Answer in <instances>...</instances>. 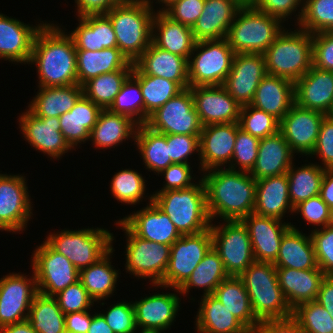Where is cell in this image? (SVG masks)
Wrapping results in <instances>:
<instances>
[{
  "mask_svg": "<svg viewBox=\"0 0 333 333\" xmlns=\"http://www.w3.org/2000/svg\"><path fill=\"white\" fill-rule=\"evenodd\" d=\"M29 64L37 67L38 87L78 84L75 43L61 26L46 22L37 32Z\"/></svg>",
  "mask_w": 333,
  "mask_h": 333,
  "instance_id": "obj_1",
  "label": "cell"
},
{
  "mask_svg": "<svg viewBox=\"0 0 333 333\" xmlns=\"http://www.w3.org/2000/svg\"><path fill=\"white\" fill-rule=\"evenodd\" d=\"M211 222L238 221L254 213L256 180L248 172L216 168L203 173ZM213 219V220H212Z\"/></svg>",
  "mask_w": 333,
  "mask_h": 333,
  "instance_id": "obj_2",
  "label": "cell"
},
{
  "mask_svg": "<svg viewBox=\"0 0 333 333\" xmlns=\"http://www.w3.org/2000/svg\"><path fill=\"white\" fill-rule=\"evenodd\" d=\"M152 3L151 0H122L106 13L115 32L117 47L132 63L152 42L155 14Z\"/></svg>",
  "mask_w": 333,
  "mask_h": 333,
  "instance_id": "obj_3",
  "label": "cell"
},
{
  "mask_svg": "<svg viewBox=\"0 0 333 333\" xmlns=\"http://www.w3.org/2000/svg\"><path fill=\"white\" fill-rule=\"evenodd\" d=\"M152 202L168 215L181 235L198 234L211 226L202 178L185 189L155 192Z\"/></svg>",
  "mask_w": 333,
  "mask_h": 333,
  "instance_id": "obj_4",
  "label": "cell"
},
{
  "mask_svg": "<svg viewBox=\"0 0 333 333\" xmlns=\"http://www.w3.org/2000/svg\"><path fill=\"white\" fill-rule=\"evenodd\" d=\"M283 29L264 53L267 74L299 80L313 65L312 33ZM289 31V32H288Z\"/></svg>",
  "mask_w": 333,
  "mask_h": 333,
  "instance_id": "obj_5",
  "label": "cell"
},
{
  "mask_svg": "<svg viewBox=\"0 0 333 333\" xmlns=\"http://www.w3.org/2000/svg\"><path fill=\"white\" fill-rule=\"evenodd\" d=\"M239 277L249 295L251 307L258 320L284 319L292 316L278 283L272 262L255 261Z\"/></svg>",
  "mask_w": 333,
  "mask_h": 333,
  "instance_id": "obj_6",
  "label": "cell"
},
{
  "mask_svg": "<svg viewBox=\"0 0 333 333\" xmlns=\"http://www.w3.org/2000/svg\"><path fill=\"white\" fill-rule=\"evenodd\" d=\"M282 29L280 20L247 3L238 10L225 39L235 54H264Z\"/></svg>",
  "mask_w": 333,
  "mask_h": 333,
  "instance_id": "obj_7",
  "label": "cell"
},
{
  "mask_svg": "<svg viewBox=\"0 0 333 333\" xmlns=\"http://www.w3.org/2000/svg\"><path fill=\"white\" fill-rule=\"evenodd\" d=\"M45 242L56 252L64 255L81 271L96 263L111 248L114 236L103 228L61 230L50 233Z\"/></svg>",
  "mask_w": 333,
  "mask_h": 333,
  "instance_id": "obj_8",
  "label": "cell"
},
{
  "mask_svg": "<svg viewBox=\"0 0 333 333\" xmlns=\"http://www.w3.org/2000/svg\"><path fill=\"white\" fill-rule=\"evenodd\" d=\"M234 54L226 39L197 41L188 59L189 86L223 85Z\"/></svg>",
  "mask_w": 333,
  "mask_h": 333,
  "instance_id": "obj_9",
  "label": "cell"
},
{
  "mask_svg": "<svg viewBox=\"0 0 333 333\" xmlns=\"http://www.w3.org/2000/svg\"><path fill=\"white\" fill-rule=\"evenodd\" d=\"M126 233V272L139 278H149L159 284L168 267L171 246L136 236L121 220L116 222Z\"/></svg>",
  "mask_w": 333,
  "mask_h": 333,
  "instance_id": "obj_10",
  "label": "cell"
},
{
  "mask_svg": "<svg viewBox=\"0 0 333 333\" xmlns=\"http://www.w3.org/2000/svg\"><path fill=\"white\" fill-rule=\"evenodd\" d=\"M212 247L223 261L229 276H239L255 262L248 230L241 220L211 222Z\"/></svg>",
  "mask_w": 333,
  "mask_h": 333,
  "instance_id": "obj_11",
  "label": "cell"
},
{
  "mask_svg": "<svg viewBox=\"0 0 333 333\" xmlns=\"http://www.w3.org/2000/svg\"><path fill=\"white\" fill-rule=\"evenodd\" d=\"M212 248L211 229L193 235H182L171 245L169 264L159 284L154 287L179 289Z\"/></svg>",
  "mask_w": 333,
  "mask_h": 333,
  "instance_id": "obj_12",
  "label": "cell"
},
{
  "mask_svg": "<svg viewBox=\"0 0 333 333\" xmlns=\"http://www.w3.org/2000/svg\"><path fill=\"white\" fill-rule=\"evenodd\" d=\"M38 292L55 296L79 281L80 271L64 255L54 251L46 242L37 246L31 260Z\"/></svg>",
  "mask_w": 333,
  "mask_h": 333,
  "instance_id": "obj_13",
  "label": "cell"
},
{
  "mask_svg": "<svg viewBox=\"0 0 333 333\" xmlns=\"http://www.w3.org/2000/svg\"><path fill=\"white\" fill-rule=\"evenodd\" d=\"M161 134L200 135L202 124L190 88L169 99L153 112L145 124Z\"/></svg>",
  "mask_w": 333,
  "mask_h": 333,
  "instance_id": "obj_14",
  "label": "cell"
},
{
  "mask_svg": "<svg viewBox=\"0 0 333 333\" xmlns=\"http://www.w3.org/2000/svg\"><path fill=\"white\" fill-rule=\"evenodd\" d=\"M26 183L23 175L0 174V230L19 233L27 227L33 207Z\"/></svg>",
  "mask_w": 333,
  "mask_h": 333,
  "instance_id": "obj_15",
  "label": "cell"
},
{
  "mask_svg": "<svg viewBox=\"0 0 333 333\" xmlns=\"http://www.w3.org/2000/svg\"><path fill=\"white\" fill-rule=\"evenodd\" d=\"M24 275L9 273L0 278V327L28 318L31 303L38 289L34 271L32 278Z\"/></svg>",
  "mask_w": 333,
  "mask_h": 333,
  "instance_id": "obj_16",
  "label": "cell"
},
{
  "mask_svg": "<svg viewBox=\"0 0 333 333\" xmlns=\"http://www.w3.org/2000/svg\"><path fill=\"white\" fill-rule=\"evenodd\" d=\"M266 74L264 54L237 53L223 86L241 106L250 105Z\"/></svg>",
  "mask_w": 333,
  "mask_h": 333,
  "instance_id": "obj_17",
  "label": "cell"
},
{
  "mask_svg": "<svg viewBox=\"0 0 333 333\" xmlns=\"http://www.w3.org/2000/svg\"><path fill=\"white\" fill-rule=\"evenodd\" d=\"M326 116L324 113L302 108L295 103L280 120L279 131L294 153L309 156L315 147L321 123Z\"/></svg>",
  "mask_w": 333,
  "mask_h": 333,
  "instance_id": "obj_18",
  "label": "cell"
},
{
  "mask_svg": "<svg viewBox=\"0 0 333 333\" xmlns=\"http://www.w3.org/2000/svg\"><path fill=\"white\" fill-rule=\"evenodd\" d=\"M202 126L239 121L241 105L223 85L189 87Z\"/></svg>",
  "mask_w": 333,
  "mask_h": 333,
  "instance_id": "obj_19",
  "label": "cell"
},
{
  "mask_svg": "<svg viewBox=\"0 0 333 333\" xmlns=\"http://www.w3.org/2000/svg\"><path fill=\"white\" fill-rule=\"evenodd\" d=\"M19 125L30 146L55 159L65 155L71 147L61 132L57 117H37L29 109L19 116Z\"/></svg>",
  "mask_w": 333,
  "mask_h": 333,
  "instance_id": "obj_20",
  "label": "cell"
},
{
  "mask_svg": "<svg viewBox=\"0 0 333 333\" xmlns=\"http://www.w3.org/2000/svg\"><path fill=\"white\" fill-rule=\"evenodd\" d=\"M236 134L237 122L202 126L199 160L203 173L231 163Z\"/></svg>",
  "mask_w": 333,
  "mask_h": 333,
  "instance_id": "obj_21",
  "label": "cell"
},
{
  "mask_svg": "<svg viewBox=\"0 0 333 333\" xmlns=\"http://www.w3.org/2000/svg\"><path fill=\"white\" fill-rule=\"evenodd\" d=\"M181 299L176 293L154 295L132 302L139 333H161L171 327L180 308Z\"/></svg>",
  "mask_w": 333,
  "mask_h": 333,
  "instance_id": "obj_22",
  "label": "cell"
},
{
  "mask_svg": "<svg viewBox=\"0 0 333 333\" xmlns=\"http://www.w3.org/2000/svg\"><path fill=\"white\" fill-rule=\"evenodd\" d=\"M241 221L248 230L255 261L273 263L278 256L283 235L291 223H282L280 219L255 213Z\"/></svg>",
  "mask_w": 333,
  "mask_h": 333,
  "instance_id": "obj_23",
  "label": "cell"
},
{
  "mask_svg": "<svg viewBox=\"0 0 333 333\" xmlns=\"http://www.w3.org/2000/svg\"><path fill=\"white\" fill-rule=\"evenodd\" d=\"M146 207L120 219L136 236L165 245H172L182 235L167 214L153 202L152 195Z\"/></svg>",
  "mask_w": 333,
  "mask_h": 333,
  "instance_id": "obj_24",
  "label": "cell"
},
{
  "mask_svg": "<svg viewBox=\"0 0 333 333\" xmlns=\"http://www.w3.org/2000/svg\"><path fill=\"white\" fill-rule=\"evenodd\" d=\"M294 85L298 106L330 115L333 107V71L312 65Z\"/></svg>",
  "mask_w": 333,
  "mask_h": 333,
  "instance_id": "obj_25",
  "label": "cell"
},
{
  "mask_svg": "<svg viewBox=\"0 0 333 333\" xmlns=\"http://www.w3.org/2000/svg\"><path fill=\"white\" fill-rule=\"evenodd\" d=\"M44 24L31 26L0 13V58L29 64L35 36Z\"/></svg>",
  "mask_w": 333,
  "mask_h": 333,
  "instance_id": "obj_26",
  "label": "cell"
},
{
  "mask_svg": "<svg viewBox=\"0 0 333 333\" xmlns=\"http://www.w3.org/2000/svg\"><path fill=\"white\" fill-rule=\"evenodd\" d=\"M249 0H205L204 9L192 27L196 41L225 39L238 10Z\"/></svg>",
  "mask_w": 333,
  "mask_h": 333,
  "instance_id": "obj_27",
  "label": "cell"
},
{
  "mask_svg": "<svg viewBox=\"0 0 333 333\" xmlns=\"http://www.w3.org/2000/svg\"><path fill=\"white\" fill-rule=\"evenodd\" d=\"M145 75L163 77L177 82L183 89L189 88L188 59L157 47L153 42L134 62Z\"/></svg>",
  "mask_w": 333,
  "mask_h": 333,
  "instance_id": "obj_28",
  "label": "cell"
},
{
  "mask_svg": "<svg viewBox=\"0 0 333 333\" xmlns=\"http://www.w3.org/2000/svg\"><path fill=\"white\" fill-rule=\"evenodd\" d=\"M276 273L282 293L292 310L300 304L316 300L325 278L319 267L306 270L276 267Z\"/></svg>",
  "mask_w": 333,
  "mask_h": 333,
  "instance_id": "obj_29",
  "label": "cell"
},
{
  "mask_svg": "<svg viewBox=\"0 0 333 333\" xmlns=\"http://www.w3.org/2000/svg\"><path fill=\"white\" fill-rule=\"evenodd\" d=\"M294 104V82L270 74H266L261 80L250 103L251 106L273 115L279 121Z\"/></svg>",
  "mask_w": 333,
  "mask_h": 333,
  "instance_id": "obj_30",
  "label": "cell"
},
{
  "mask_svg": "<svg viewBox=\"0 0 333 333\" xmlns=\"http://www.w3.org/2000/svg\"><path fill=\"white\" fill-rule=\"evenodd\" d=\"M294 154L280 131L260 139L258 156L250 175L258 180L287 173Z\"/></svg>",
  "mask_w": 333,
  "mask_h": 333,
  "instance_id": "obj_31",
  "label": "cell"
},
{
  "mask_svg": "<svg viewBox=\"0 0 333 333\" xmlns=\"http://www.w3.org/2000/svg\"><path fill=\"white\" fill-rule=\"evenodd\" d=\"M287 211L293 213L294 208L286 173L256 180L254 213L281 220Z\"/></svg>",
  "mask_w": 333,
  "mask_h": 333,
  "instance_id": "obj_32",
  "label": "cell"
},
{
  "mask_svg": "<svg viewBox=\"0 0 333 333\" xmlns=\"http://www.w3.org/2000/svg\"><path fill=\"white\" fill-rule=\"evenodd\" d=\"M152 42L163 50L189 59L197 41L192 27L173 21L163 12H155Z\"/></svg>",
  "mask_w": 333,
  "mask_h": 333,
  "instance_id": "obj_33",
  "label": "cell"
},
{
  "mask_svg": "<svg viewBox=\"0 0 333 333\" xmlns=\"http://www.w3.org/2000/svg\"><path fill=\"white\" fill-rule=\"evenodd\" d=\"M78 84L83 86L87 81L101 74L121 69H133L134 63L118 47L102 50H76Z\"/></svg>",
  "mask_w": 333,
  "mask_h": 333,
  "instance_id": "obj_34",
  "label": "cell"
},
{
  "mask_svg": "<svg viewBox=\"0 0 333 333\" xmlns=\"http://www.w3.org/2000/svg\"><path fill=\"white\" fill-rule=\"evenodd\" d=\"M290 226L283 235L274 266L297 270L318 268L311 235L307 236L293 224Z\"/></svg>",
  "mask_w": 333,
  "mask_h": 333,
  "instance_id": "obj_35",
  "label": "cell"
},
{
  "mask_svg": "<svg viewBox=\"0 0 333 333\" xmlns=\"http://www.w3.org/2000/svg\"><path fill=\"white\" fill-rule=\"evenodd\" d=\"M101 110L83 94L69 112L60 115L61 132L72 150L90 139V132Z\"/></svg>",
  "mask_w": 333,
  "mask_h": 333,
  "instance_id": "obj_36",
  "label": "cell"
},
{
  "mask_svg": "<svg viewBox=\"0 0 333 333\" xmlns=\"http://www.w3.org/2000/svg\"><path fill=\"white\" fill-rule=\"evenodd\" d=\"M79 24L69 35L76 50H102L117 47L115 32L106 14H90L78 18Z\"/></svg>",
  "mask_w": 333,
  "mask_h": 333,
  "instance_id": "obj_37",
  "label": "cell"
},
{
  "mask_svg": "<svg viewBox=\"0 0 333 333\" xmlns=\"http://www.w3.org/2000/svg\"><path fill=\"white\" fill-rule=\"evenodd\" d=\"M138 124L129 116L102 109L90 132V139L96 148H115L126 139L134 140Z\"/></svg>",
  "mask_w": 333,
  "mask_h": 333,
  "instance_id": "obj_38",
  "label": "cell"
},
{
  "mask_svg": "<svg viewBox=\"0 0 333 333\" xmlns=\"http://www.w3.org/2000/svg\"><path fill=\"white\" fill-rule=\"evenodd\" d=\"M196 315L199 333H250L215 296L203 295Z\"/></svg>",
  "mask_w": 333,
  "mask_h": 333,
  "instance_id": "obj_39",
  "label": "cell"
},
{
  "mask_svg": "<svg viewBox=\"0 0 333 333\" xmlns=\"http://www.w3.org/2000/svg\"><path fill=\"white\" fill-rule=\"evenodd\" d=\"M83 95V87L73 84L63 87H39L28 109L37 117H57L69 112Z\"/></svg>",
  "mask_w": 333,
  "mask_h": 333,
  "instance_id": "obj_40",
  "label": "cell"
},
{
  "mask_svg": "<svg viewBox=\"0 0 333 333\" xmlns=\"http://www.w3.org/2000/svg\"><path fill=\"white\" fill-rule=\"evenodd\" d=\"M249 330L259 320L253 313L249 295L239 276H229L223 280L212 294Z\"/></svg>",
  "mask_w": 333,
  "mask_h": 333,
  "instance_id": "obj_41",
  "label": "cell"
},
{
  "mask_svg": "<svg viewBox=\"0 0 333 333\" xmlns=\"http://www.w3.org/2000/svg\"><path fill=\"white\" fill-rule=\"evenodd\" d=\"M113 252L114 248L112 247L96 263L80 271L79 280L94 302L111 297L110 295L116 289L119 272L114 269L110 262Z\"/></svg>",
  "mask_w": 333,
  "mask_h": 333,
  "instance_id": "obj_42",
  "label": "cell"
},
{
  "mask_svg": "<svg viewBox=\"0 0 333 333\" xmlns=\"http://www.w3.org/2000/svg\"><path fill=\"white\" fill-rule=\"evenodd\" d=\"M228 277L229 275L224 268L223 261L212 247L192 271L187 281L179 289H172L184 296L190 292L191 288L197 287L201 289L202 287L204 289L203 295H210Z\"/></svg>",
  "mask_w": 333,
  "mask_h": 333,
  "instance_id": "obj_43",
  "label": "cell"
},
{
  "mask_svg": "<svg viewBox=\"0 0 333 333\" xmlns=\"http://www.w3.org/2000/svg\"><path fill=\"white\" fill-rule=\"evenodd\" d=\"M134 142L148 171H154L159 176L162 170L173 164L169 157L166 134L155 132L145 124L138 125Z\"/></svg>",
  "mask_w": 333,
  "mask_h": 333,
  "instance_id": "obj_44",
  "label": "cell"
},
{
  "mask_svg": "<svg viewBox=\"0 0 333 333\" xmlns=\"http://www.w3.org/2000/svg\"><path fill=\"white\" fill-rule=\"evenodd\" d=\"M131 75L140 83L144 100V124L153 112L184 90L177 82L142 74L135 66Z\"/></svg>",
  "mask_w": 333,
  "mask_h": 333,
  "instance_id": "obj_45",
  "label": "cell"
},
{
  "mask_svg": "<svg viewBox=\"0 0 333 333\" xmlns=\"http://www.w3.org/2000/svg\"><path fill=\"white\" fill-rule=\"evenodd\" d=\"M291 165L286 175L289 184V198L293 208L300 202L320 195L321 182L325 169L317 164H305L301 167Z\"/></svg>",
  "mask_w": 333,
  "mask_h": 333,
  "instance_id": "obj_46",
  "label": "cell"
},
{
  "mask_svg": "<svg viewBox=\"0 0 333 333\" xmlns=\"http://www.w3.org/2000/svg\"><path fill=\"white\" fill-rule=\"evenodd\" d=\"M27 320L37 333H64L65 314L54 296L37 293Z\"/></svg>",
  "mask_w": 333,
  "mask_h": 333,
  "instance_id": "obj_47",
  "label": "cell"
},
{
  "mask_svg": "<svg viewBox=\"0 0 333 333\" xmlns=\"http://www.w3.org/2000/svg\"><path fill=\"white\" fill-rule=\"evenodd\" d=\"M132 70L121 69L92 78L82 86L83 94L101 109H109Z\"/></svg>",
  "mask_w": 333,
  "mask_h": 333,
  "instance_id": "obj_48",
  "label": "cell"
},
{
  "mask_svg": "<svg viewBox=\"0 0 333 333\" xmlns=\"http://www.w3.org/2000/svg\"><path fill=\"white\" fill-rule=\"evenodd\" d=\"M109 110L129 116L138 125L144 124V100L140 83L132 75L122 85Z\"/></svg>",
  "mask_w": 333,
  "mask_h": 333,
  "instance_id": "obj_49",
  "label": "cell"
},
{
  "mask_svg": "<svg viewBox=\"0 0 333 333\" xmlns=\"http://www.w3.org/2000/svg\"><path fill=\"white\" fill-rule=\"evenodd\" d=\"M110 182L111 193L117 201L135 205L143 200L146 192V180L137 171L120 170L115 173Z\"/></svg>",
  "mask_w": 333,
  "mask_h": 333,
  "instance_id": "obj_50",
  "label": "cell"
},
{
  "mask_svg": "<svg viewBox=\"0 0 333 333\" xmlns=\"http://www.w3.org/2000/svg\"><path fill=\"white\" fill-rule=\"evenodd\" d=\"M299 28L315 34L333 31V0H304Z\"/></svg>",
  "mask_w": 333,
  "mask_h": 333,
  "instance_id": "obj_51",
  "label": "cell"
},
{
  "mask_svg": "<svg viewBox=\"0 0 333 333\" xmlns=\"http://www.w3.org/2000/svg\"><path fill=\"white\" fill-rule=\"evenodd\" d=\"M292 317L306 333H333V318L317 301L298 305Z\"/></svg>",
  "mask_w": 333,
  "mask_h": 333,
  "instance_id": "obj_52",
  "label": "cell"
},
{
  "mask_svg": "<svg viewBox=\"0 0 333 333\" xmlns=\"http://www.w3.org/2000/svg\"><path fill=\"white\" fill-rule=\"evenodd\" d=\"M238 124L246 133L263 139L279 131L280 121L265 111L244 105L241 106Z\"/></svg>",
  "mask_w": 333,
  "mask_h": 333,
  "instance_id": "obj_53",
  "label": "cell"
},
{
  "mask_svg": "<svg viewBox=\"0 0 333 333\" xmlns=\"http://www.w3.org/2000/svg\"><path fill=\"white\" fill-rule=\"evenodd\" d=\"M259 142L260 139L243 131L237 122L236 141L231 163L227 165L228 169L237 171L239 169V171L250 173L256 163Z\"/></svg>",
  "mask_w": 333,
  "mask_h": 333,
  "instance_id": "obj_54",
  "label": "cell"
},
{
  "mask_svg": "<svg viewBox=\"0 0 333 333\" xmlns=\"http://www.w3.org/2000/svg\"><path fill=\"white\" fill-rule=\"evenodd\" d=\"M318 267L325 276H333V224L311 231Z\"/></svg>",
  "mask_w": 333,
  "mask_h": 333,
  "instance_id": "obj_55",
  "label": "cell"
},
{
  "mask_svg": "<svg viewBox=\"0 0 333 333\" xmlns=\"http://www.w3.org/2000/svg\"><path fill=\"white\" fill-rule=\"evenodd\" d=\"M54 297L65 315L89 310L94 304V301L90 298L87 290L83 287L80 280L72 285H69Z\"/></svg>",
  "mask_w": 333,
  "mask_h": 333,
  "instance_id": "obj_56",
  "label": "cell"
},
{
  "mask_svg": "<svg viewBox=\"0 0 333 333\" xmlns=\"http://www.w3.org/2000/svg\"><path fill=\"white\" fill-rule=\"evenodd\" d=\"M114 333H135L138 329L132 302H119L101 313Z\"/></svg>",
  "mask_w": 333,
  "mask_h": 333,
  "instance_id": "obj_57",
  "label": "cell"
},
{
  "mask_svg": "<svg viewBox=\"0 0 333 333\" xmlns=\"http://www.w3.org/2000/svg\"><path fill=\"white\" fill-rule=\"evenodd\" d=\"M294 213H300L302 219L313 224L316 230L332 224V210L322 200L321 196H315L300 202L294 207Z\"/></svg>",
  "mask_w": 333,
  "mask_h": 333,
  "instance_id": "obj_58",
  "label": "cell"
},
{
  "mask_svg": "<svg viewBox=\"0 0 333 333\" xmlns=\"http://www.w3.org/2000/svg\"><path fill=\"white\" fill-rule=\"evenodd\" d=\"M199 136L200 135L166 134V142L171 161L173 163L190 164L188 158L195 153V151L199 155Z\"/></svg>",
  "mask_w": 333,
  "mask_h": 333,
  "instance_id": "obj_59",
  "label": "cell"
},
{
  "mask_svg": "<svg viewBox=\"0 0 333 333\" xmlns=\"http://www.w3.org/2000/svg\"><path fill=\"white\" fill-rule=\"evenodd\" d=\"M303 2L304 0H249V3L255 9L277 18L282 23L288 20L286 18H289L288 16L292 15L294 11L299 10L297 9L298 7L302 6L301 10L298 11V15H295L297 16L296 23L298 24L303 14Z\"/></svg>",
  "mask_w": 333,
  "mask_h": 333,
  "instance_id": "obj_60",
  "label": "cell"
},
{
  "mask_svg": "<svg viewBox=\"0 0 333 333\" xmlns=\"http://www.w3.org/2000/svg\"><path fill=\"white\" fill-rule=\"evenodd\" d=\"M205 0H178L163 13L175 22L193 27L204 9Z\"/></svg>",
  "mask_w": 333,
  "mask_h": 333,
  "instance_id": "obj_61",
  "label": "cell"
},
{
  "mask_svg": "<svg viewBox=\"0 0 333 333\" xmlns=\"http://www.w3.org/2000/svg\"><path fill=\"white\" fill-rule=\"evenodd\" d=\"M313 66L322 70L333 71V31L312 34Z\"/></svg>",
  "mask_w": 333,
  "mask_h": 333,
  "instance_id": "obj_62",
  "label": "cell"
},
{
  "mask_svg": "<svg viewBox=\"0 0 333 333\" xmlns=\"http://www.w3.org/2000/svg\"><path fill=\"white\" fill-rule=\"evenodd\" d=\"M322 159L324 169L333 168V117L327 115L320 126L315 147L310 154Z\"/></svg>",
  "mask_w": 333,
  "mask_h": 333,
  "instance_id": "obj_63",
  "label": "cell"
},
{
  "mask_svg": "<svg viewBox=\"0 0 333 333\" xmlns=\"http://www.w3.org/2000/svg\"><path fill=\"white\" fill-rule=\"evenodd\" d=\"M191 169L190 165L186 163H173L169 165L159 173H164L163 176L166 183L160 191L156 192L185 189L195 185L196 183L192 180L194 177L192 178Z\"/></svg>",
  "mask_w": 333,
  "mask_h": 333,
  "instance_id": "obj_64",
  "label": "cell"
},
{
  "mask_svg": "<svg viewBox=\"0 0 333 333\" xmlns=\"http://www.w3.org/2000/svg\"><path fill=\"white\" fill-rule=\"evenodd\" d=\"M250 333H306L291 316L284 319L259 320Z\"/></svg>",
  "mask_w": 333,
  "mask_h": 333,
  "instance_id": "obj_65",
  "label": "cell"
},
{
  "mask_svg": "<svg viewBox=\"0 0 333 333\" xmlns=\"http://www.w3.org/2000/svg\"><path fill=\"white\" fill-rule=\"evenodd\" d=\"M122 0H75L78 17L90 14H106Z\"/></svg>",
  "mask_w": 333,
  "mask_h": 333,
  "instance_id": "obj_66",
  "label": "cell"
},
{
  "mask_svg": "<svg viewBox=\"0 0 333 333\" xmlns=\"http://www.w3.org/2000/svg\"><path fill=\"white\" fill-rule=\"evenodd\" d=\"M92 316L89 310L65 315V331L69 333H87Z\"/></svg>",
  "mask_w": 333,
  "mask_h": 333,
  "instance_id": "obj_67",
  "label": "cell"
},
{
  "mask_svg": "<svg viewBox=\"0 0 333 333\" xmlns=\"http://www.w3.org/2000/svg\"><path fill=\"white\" fill-rule=\"evenodd\" d=\"M333 318V276H325L320 284L316 300Z\"/></svg>",
  "mask_w": 333,
  "mask_h": 333,
  "instance_id": "obj_68",
  "label": "cell"
},
{
  "mask_svg": "<svg viewBox=\"0 0 333 333\" xmlns=\"http://www.w3.org/2000/svg\"><path fill=\"white\" fill-rule=\"evenodd\" d=\"M320 196L329 208L333 210V168L325 169L321 182Z\"/></svg>",
  "mask_w": 333,
  "mask_h": 333,
  "instance_id": "obj_69",
  "label": "cell"
},
{
  "mask_svg": "<svg viewBox=\"0 0 333 333\" xmlns=\"http://www.w3.org/2000/svg\"><path fill=\"white\" fill-rule=\"evenodd\" d=\"M87 333H114L108 326L104 316L101 313L92 315L91 323Z\"/></svg>",
  "mask_w": 333,
  "mask_h": 333,
  "instance_id": "obj_70",
  "label": "cell"
},
{
  "mask_svg": "<svg viewBox=\"0 0 333 333\" xmlns=\"http://www.w3.org/2000/svg\"><path fill=\"white\" fill-rule=\"evenodd\" d=\"M0 333H37L28 320L0 327Z\"/></svg>",
  "mask_w": 333,
  "mask_h": 333,
  "instance_id": "obj_71",
  "label": "cell"
},
{
  "mask_svg": "<svg viewBox=\"0 0 333 333\" xmlns=\"http://www.w3.org/2000/svg\"><path fill=\"white\" fill-rule=\"evenodd\" d=\"M175 1H178V0H157V2H155V3L162 4V6H164L163 4H165V6H166V7L164 6L162 9L159 8L160 10H157V12H163L166 8H168Z\"/></svg>",
  "mask_w": 333,
  "mask_h": 333,
  "instance_id": "obj_72",
  "label": "cell"
},
{
  "mask_svg": "<svg viewBox=\"0 0 333 333\" xmlns=\"http://www.w3.org/2000/svg\"><path fill=\"white\" fill-rule=\"evenodd\" d=\"M329 116L333 117V107H332V109H331V112H330V115H329Z\"/></svg>",
  "mask_w": 333,
  "mask_h": 333,
  "instance_id": "obj_73",
  "label": "cell"
}]
</instances>
